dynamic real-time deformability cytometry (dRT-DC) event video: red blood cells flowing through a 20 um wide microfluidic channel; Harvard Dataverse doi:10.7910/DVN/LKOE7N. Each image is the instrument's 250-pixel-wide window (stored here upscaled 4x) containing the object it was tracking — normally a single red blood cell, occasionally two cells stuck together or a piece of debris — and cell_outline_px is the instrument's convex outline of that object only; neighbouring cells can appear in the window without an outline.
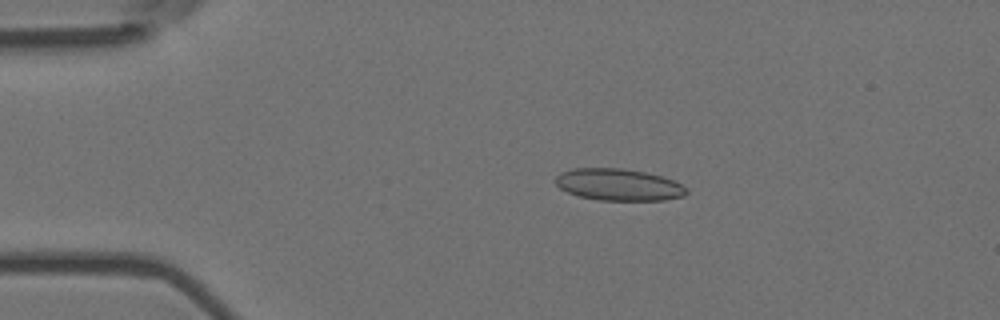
{"species": "Egyptian fruit bat (a non-hibernating species)", "species_latin": "Rousettus aegyptiacus", "temperature_condition": "room temperature", "stored_images_in_passage": 55, "camera_frame_rate_fps": 3000, "um_per_image_px": 0.085, "animal": {"sex": "female"}, "frame": {"image": 1, "passage_image": 11, "time_ms": 3.333, "image_size_px": [1000, 320], "cell_outline_px": [[688, 192], [684, 196], [664, 200], [596, 200], [576, 196], [560, 188], [552, 180], [560, 172], [572, 168], [624, 168], [664, 176], [688, 188]], "centroid_in_image_um": [52.55, 15.69], "position_along_channel_um": 32.5, "area_um2": 24.62}}
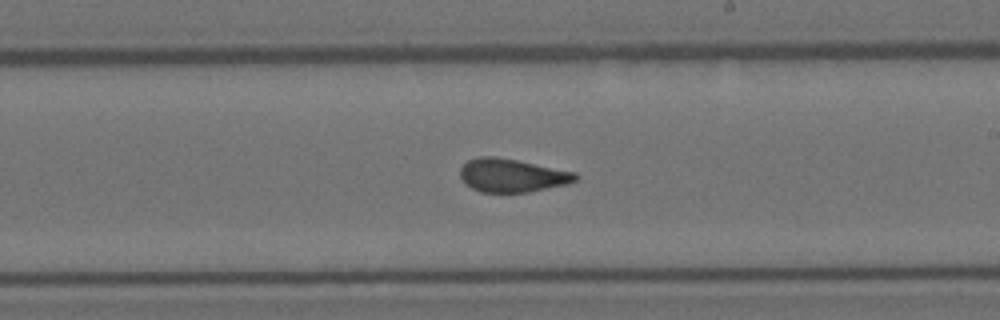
{"frame": {"image": 2, "passage_image": 32, "time_ms": 10.333, "image_size_px": [1000, 320], "cell_outline_px": [[580, 176], [576, 180], [568, 184], [528, 192], [480, 192], [464, 184], [460, 176], [460, 168], [468, 160], [480, 156], [492, 156], [516, 160], [576, 172]], "centroid_in_image_um": [43.52, 14.91], "position_along_channel_um": 245.5, "area_um2": 22.43}}
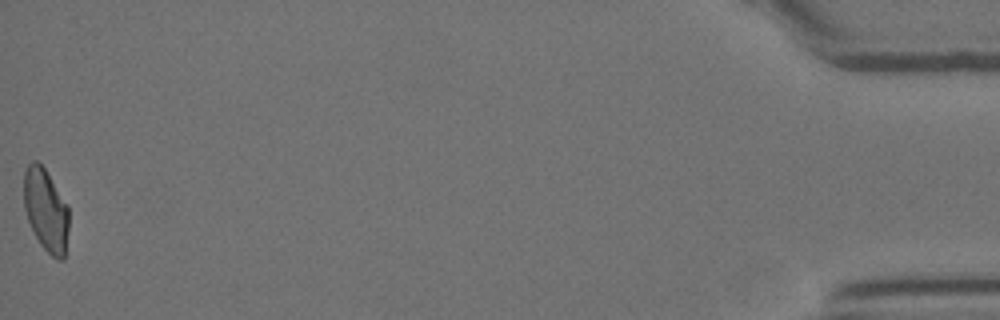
{"frame": {"image": 3, "passage_image": 55, "time_ms": 18.0, "image_size_px": [1000, 320], "cell_outline_px": [[68, 228], [64, 260], [56, 260], [40, 244], [28, 220], [24, 208], [24, 172], [28, 164], [32, 160], [36, 160], [44, 168], [68, 204]], "centroid_in_image_um": [3.9, 17.85], "position_along_channel_um": 431.3, "area_um2": 21.62}, "authors_computed_cell_mechanics": {"area_um2": 23.0622, "velocity_mm_per_s": 3.7011, "shape_relaxation_time_tau1_ms": 10.4777, "shape_relaxation_time_tau2_ms": 1.1152, "deformation_change_tau1": 0.2136, "deformation_change_tau2": 0.0683}}